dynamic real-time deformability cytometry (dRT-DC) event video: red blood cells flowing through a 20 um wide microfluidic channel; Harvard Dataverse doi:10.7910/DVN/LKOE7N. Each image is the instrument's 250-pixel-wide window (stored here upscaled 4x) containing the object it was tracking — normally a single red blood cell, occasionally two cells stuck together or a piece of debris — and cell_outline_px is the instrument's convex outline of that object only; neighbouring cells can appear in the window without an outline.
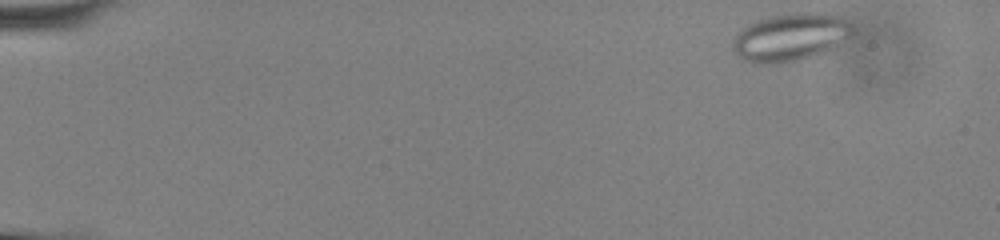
{"species": "common noctule bat (a hibernating species)", "species_latin": "Nyctalus noctula", "temperature_condition": "cold", "stored_images_in_passage": 50, "camera_frame_rate_fps": 3000, "um_per_image_px": 0.085, "animal": {"sex": "male", "body_mass_g": 13.0, "forearm_length_mm": 53.1}, "frame": {"image": 1, "passage_image": 1, "time_ms": 0.0, "image_size_px": [1000, 240], "cell_outline_px": [[856, 32], [852, 36], [812, 56], [780, 64], [752, 64], [740, 60], [732, 48], [732, 44], [736, 36], [744, 28], [760, 20], [772, 16], [796, 12], [820, 12], [840, 16], [852, 24], [856, 28]], "centroid_in_image_um": [67.2, 3.17], "position_along_channel_um": 17.8, "area_um2": 33.23}}
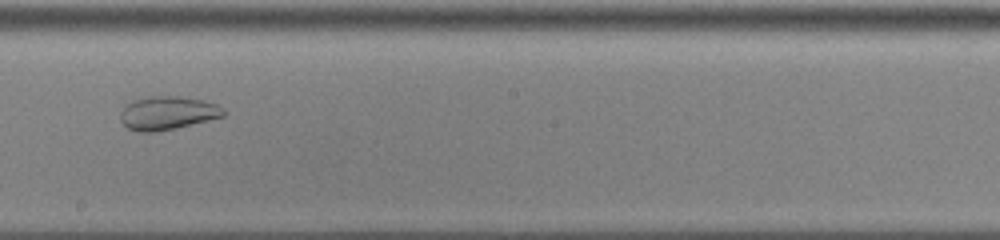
{"frame": {"image": 2, "passage_image": 28, "time_ms": 9.0, "image_size_px": [1000, 240], "cell_outline_px": [[224, 116], [176, 128], [156, 132], [140, 132], [128, 128], [120, 120], [120, 112], [128, 104], [136, 100], [152, 96], [180, 96], [204, 100], [216, 104], [224, 108]], "centroid_in_image_um": [14.26, 9.61], "position_along_channel_um": 233.9, "area_um2": 19.94}}
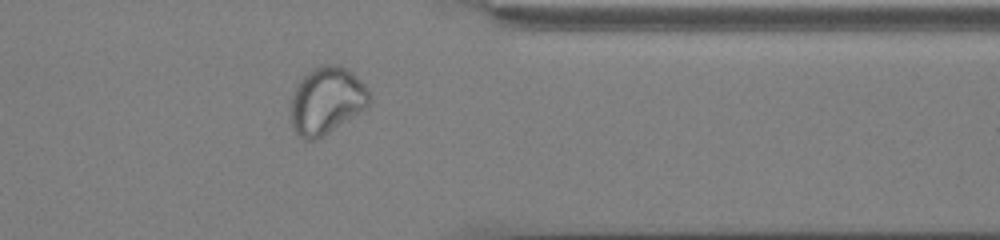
{"frame": {"image": 3, "passage_image": 40, "time_ms": 13.0, "image_size_px": [1000, 240], "cell_outline_px": [[372, 100], [368, 108], [316, 140], [304, 140], [292, 128], [292, 96], [296, 84], [312, 68], [320, 64], [340, 64], [352, 72], [368, 88]], "centroid_in_image_um": [27.8, 8.53], "position_along_channel_um": 383.6, "area_um2": 31.04}}